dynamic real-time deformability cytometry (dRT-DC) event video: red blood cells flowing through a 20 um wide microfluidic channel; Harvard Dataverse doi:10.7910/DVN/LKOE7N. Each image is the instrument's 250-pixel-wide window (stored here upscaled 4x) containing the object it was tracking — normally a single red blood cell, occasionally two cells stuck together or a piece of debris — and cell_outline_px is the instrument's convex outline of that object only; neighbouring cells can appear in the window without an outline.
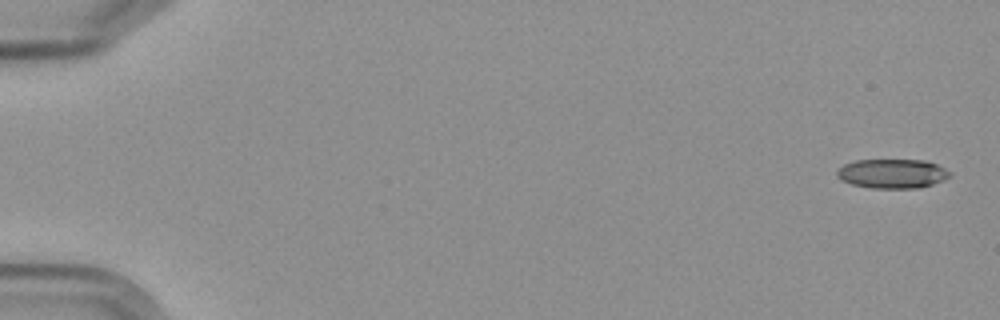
{"species": "Egyptian fruit bat (a non-hibernating species)", "species_latin": "Rousettus aegyptiacus", "temperature_condition": "cold", "stored_images_in_passage": 6, "camera_frame_rate_fps": 3000, "um_per_image_px": 0.085, "frame": {"image": 1, "passage_image": 1, "time_ms": 0.0, "image_size_px": [1000, 320], "cell_outline_px": [[952, 176], [944, 180], [920, 188], [872, 188], [852, 184], [836, 176], [836, 172], [844, 164], [856, 160], [924, 160], [936, 164], [952, 172]], "centroid_in_image_um": [75.89, 14.76], "position_along_channel_um": 9.1, "area_um2": 19.25}}
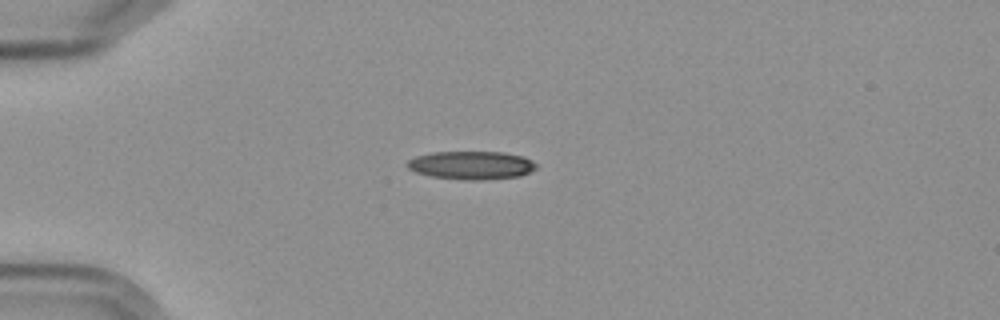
{"frame": {"image": 2, "passage_image": 5, "time_ms": 4.667, "image_size_px": [1000, 320], "cell_outline_px": [[536, 168], [520, 176], [484, 180], [460, 180], [432, 176], [416, 172], [408, 168], [404, 164], [408, 160], [416, 156], [432, 152], [504, 152], [524, 156], [532, 160], [536, 164]], "centroid_in_image_um": [40.06, 14.04], "position_along_channel_um": 44.9, "area_um2": 21.39}}